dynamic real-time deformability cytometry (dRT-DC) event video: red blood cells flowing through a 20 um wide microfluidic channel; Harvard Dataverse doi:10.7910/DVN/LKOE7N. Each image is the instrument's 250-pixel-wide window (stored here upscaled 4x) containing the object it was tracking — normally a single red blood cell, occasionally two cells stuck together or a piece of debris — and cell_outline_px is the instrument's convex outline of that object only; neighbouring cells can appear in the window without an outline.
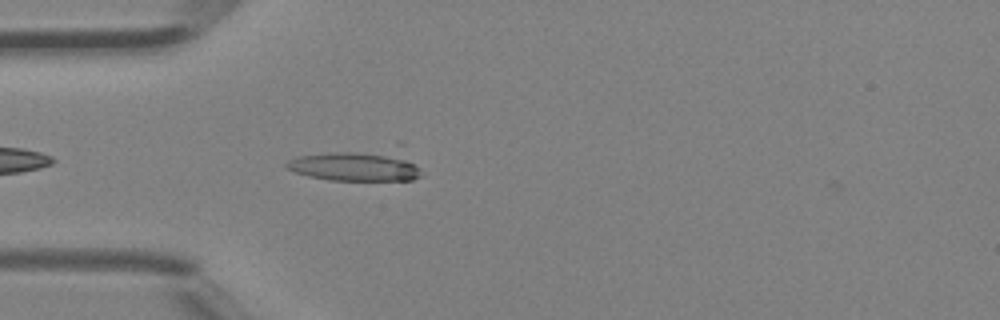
{"species": "Egyptian fruit bat (a non-hibernating species)", "species_latin": "Rousettus aegyptiacus", "temperature_condition": "room temperature", "stored_images_in_passage": 35, "camera_frame_rate_fps": 3000, "um_per_image_px": 0.085, "animal": {"sex": "female"}, "frame": {"image": 1, "passage_image": 3, "time_ms": 0.667, "image_size_px": [1000, 320], "cell_outline_px": [[420, 176], [412, 180], [328, 180], [308, 176], [284, 168], [284, 164], [288, 160], [300, 156], [332, 152], [352, 152], [396, 156], [412, 164], [416, 168]], "centroid_in_image_um": [30.0, 14.18], "position_along_channel_um": 55.0, "area_um2": 21.91}}
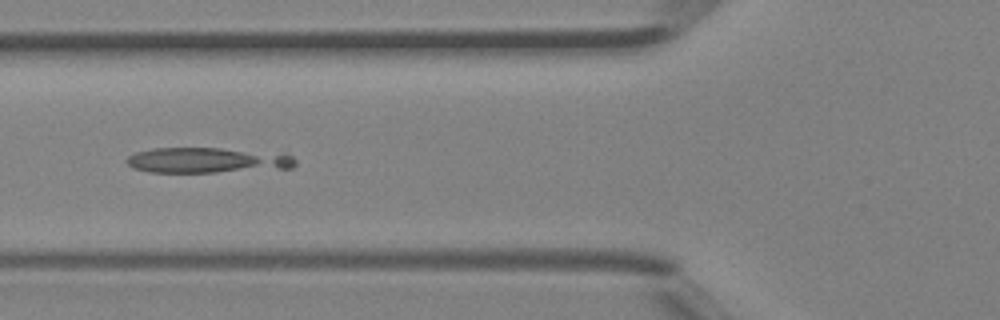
{"frame": {"image": 2, "passage_image": 7, "time_ms": 2.0, "image_size_px": [1000, 320], "cell_outline_px": [[296, 164], [292, 168], [216, 172], [148, 172], [132, 168], [124, 160], [128, 156], [136, 152], [152, 148], [220, 148], [292, 156], [296, 160]], "centroid_in_image_um": [17.51, 13.63], "position_along_channel_um": 108.3, "area_um2": 24.62}}
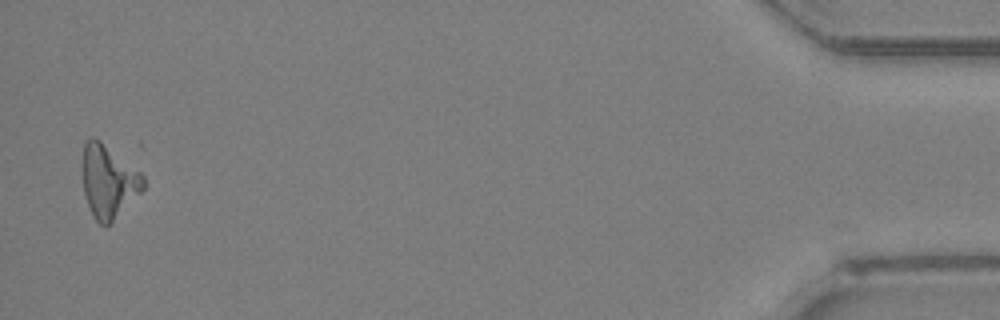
{"frame": {"image": 3, "passage_image": 34, "time_ms": 11.0, "image_size_px": [1000, 320], "cell_outline_px": [[144, 188], [108, 224], [100, 224], [96, 220], [88, 204], [84, 192], [84, 140], [92, 136], [100, 140], [140, 172], [144, 176]], "centroid_in_image_um": [9.22, 15.37], "position_along_channel_um": 426.0, "area_um2": 24.85}, "authors_computed_cell_mechanics": {"area_um2": 21.2126, "velocity_mm_per_s": 4.5128, "shape_relaxation_time_tau1_ms": 1.4773, "shape_relaxation_time_tau2_ms": null, "deformation_change_tau1": 0.3987, "deformation_change_tau2": null}}